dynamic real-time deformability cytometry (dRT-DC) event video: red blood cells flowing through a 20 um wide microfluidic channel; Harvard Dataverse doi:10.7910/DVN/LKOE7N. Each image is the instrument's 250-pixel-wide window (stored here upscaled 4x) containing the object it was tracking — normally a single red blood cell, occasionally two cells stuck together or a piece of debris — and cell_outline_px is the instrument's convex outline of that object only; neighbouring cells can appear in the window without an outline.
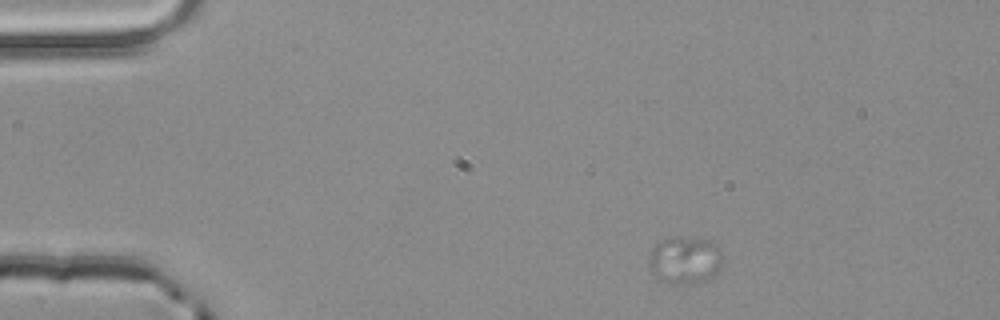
{"species": "common noctule bat (a hibernating species)", "species_latin": "Nyctalus noctula", "temperature_condition": "room temperature", "stored_images_in_passage": 3, "camera_frame_rate_fps": 3000, "um_per_image_px": 0.085, "animal": {"sex": "male", "body_mass_g": 20.4}, "frame": {"image": 1, "passage_image": 1, "time_ms": 0.0, "image_size_px": [1000, 320], "cell_outline_px": [[720, 268], [712, 276], [696, 284], [672, 284], [656, 280], [648, 264], [648, 260], [656, 244], [660, 240], [668, 236], [672, 236], [708, 240], [716, 248], [720, 260]], "centroid_in_image_um": [58.12, 22.14], "position_along_channel_um": 26.9, "area_um2": 20.17}}
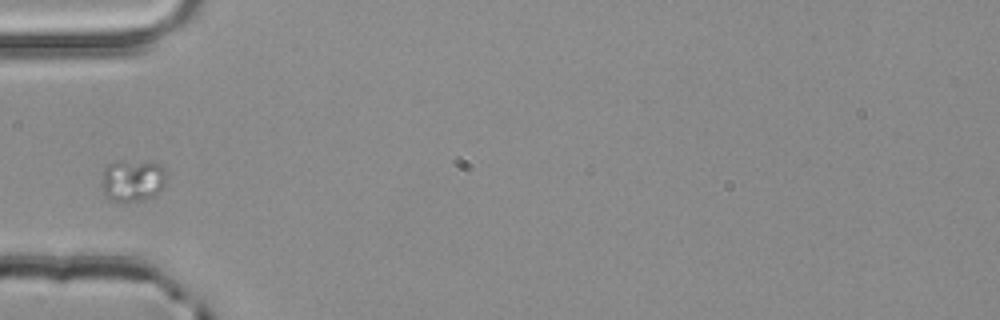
{"frame": {"image": 2, "passage_image": 3, "time_ms": 0.667, "image_size_px": [1000, 320], "cell_outline_px": [[168, 176], [164, 184], [152, 196], [144, 200], [108, 200], [104, 196], [104, 168], [108, 164], [116, 160], [120, 160], [160, 164], [164, 168]], "centroid_in_image_um": [11.28, 15.31], "position_along_channel_um": 73.7, "area_um2": 15.49}}